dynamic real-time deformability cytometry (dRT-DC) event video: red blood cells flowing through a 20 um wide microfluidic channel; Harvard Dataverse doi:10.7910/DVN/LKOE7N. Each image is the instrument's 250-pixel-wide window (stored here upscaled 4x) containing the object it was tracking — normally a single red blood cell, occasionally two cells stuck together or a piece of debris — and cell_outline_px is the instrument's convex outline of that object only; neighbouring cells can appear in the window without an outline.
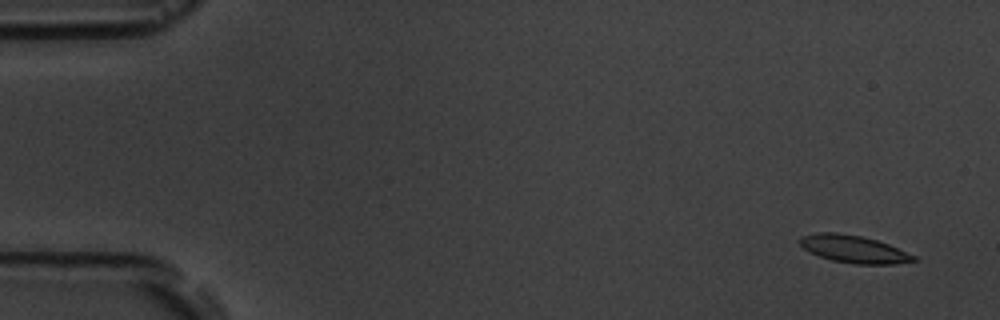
{"species": "common noctule bat (a hibernating species)", "species_latin": "Nyctalus noctula", "temperature_condition": "room temperature", "stored_images_in_passage": 4, "camera_frame_rate_fps": 3000, "um_per_image_px": 0.085, "animal": {"sex": "male", "body_mass_g": 19.5, "forearm_length_mm": 54.6}, "frame": {"image": 1, "passage_image": 1, "time_ms": 0.0, "image_size_px": [1000, 320], "cell_outline_px": [[920, 260], [896, 264], [856, 264], [832, 260], [808, 252], [796, 240], [800, 236], [816, 232], [836, 232], [860, 236], [876, 240], [888, 244], [916, 256]], "centroid_in_image_um": [72.54, 21.17], "position_along_channel_um": 12.5, "area_um2": 18.32}}
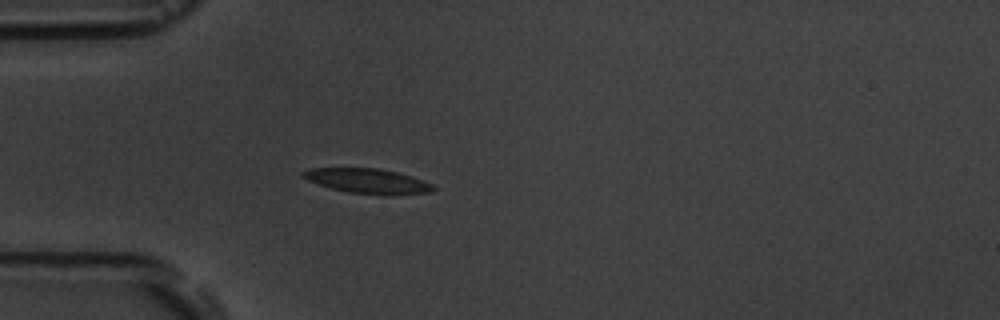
{"frame": {"image": 2, "passage_image": 4, "time_ms": 4.333, "image_size_px": [1000, 320], "cell_outline_px": [[436, 188], [432, 192], [392, 196], [380, 196], [348, 192], [332, 188], [308, 180], [300, 176], [300, 172], [312, 168], [380, 168], [396, 172], [432, 184]], "centroid_in_image_um": [31.26, 15.41], "position_along_channel_um": 53.7, "area_um2": 18.96}}